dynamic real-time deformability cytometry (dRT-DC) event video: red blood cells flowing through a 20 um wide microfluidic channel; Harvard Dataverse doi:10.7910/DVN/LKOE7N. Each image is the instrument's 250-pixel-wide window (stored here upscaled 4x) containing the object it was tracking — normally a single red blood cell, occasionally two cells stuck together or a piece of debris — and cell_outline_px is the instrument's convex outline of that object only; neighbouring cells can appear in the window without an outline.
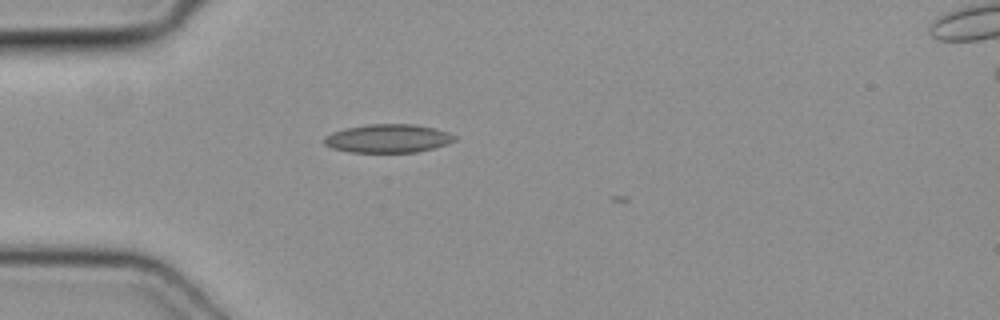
{"species": "common noctule bat (a hibernating species)", "species_latin": "Nyctalus noctula", "temperature_condition": "cold", "stored_images_in_passage": 2, "camera_frame_rate_fps": 3000, "um_per_image_px": 0.085, "animal": {"sex": "female", "body_mass_g": 19.3, "forearm_length_mm": 54.1}, "frame": {"image": 1, "passage_image": 1, "time_ms": 0.0, "image_size_px": [1000, 320], "cell_outline_px": [[456, 140], [448, 144], [416, 152], [352, 152], [332, 148], [324, 144], [324, 136], [332, 132], [344, 128], [368, 124], [416, 124], [448, 132], [456, 136]], "centroid_in_image_um": [32.97, 11.76], "position_along_channel_um": 52.0, "area_um2": 21.62}}